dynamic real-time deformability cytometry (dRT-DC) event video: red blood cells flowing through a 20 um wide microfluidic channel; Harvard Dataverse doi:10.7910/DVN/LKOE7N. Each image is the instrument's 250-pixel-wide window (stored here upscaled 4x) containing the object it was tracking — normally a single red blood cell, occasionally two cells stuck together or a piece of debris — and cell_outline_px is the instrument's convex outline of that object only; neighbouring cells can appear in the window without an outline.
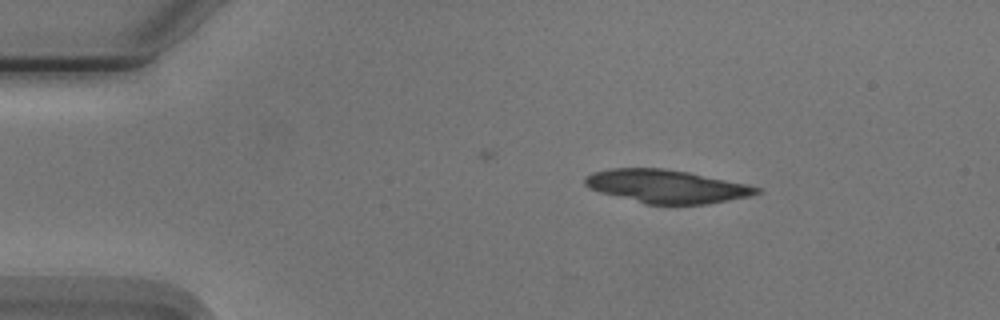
{"species": "Egyptian fruit bat (a non-hibernating species)", "species_latin": "Rousettus aegyptiacus", "temperature_condition": "cold", "stored_images_in_passage": 43, "camera_frame_rate_fps": 3000, "um_per_image_px": 0.085, "animal": {"sex": "male"}, "frame": {"image": 1, "passage_image": 1, "time_ms": 0.0, "image_size_px": [1000, 320], "cell_outline_px": [[764, 188], [760, 192], [752, 196], [708, 204], [644, 204], [600, 192], [588, 188], [584, 184], [584, 176], [592, 172], [612, 168], [664, 168], [688, 172], [748, 184]], "centroid_in_image_um": [56.67, 15.84], "position_along_channel_um": 28.3, "area_um2": 33.52}}
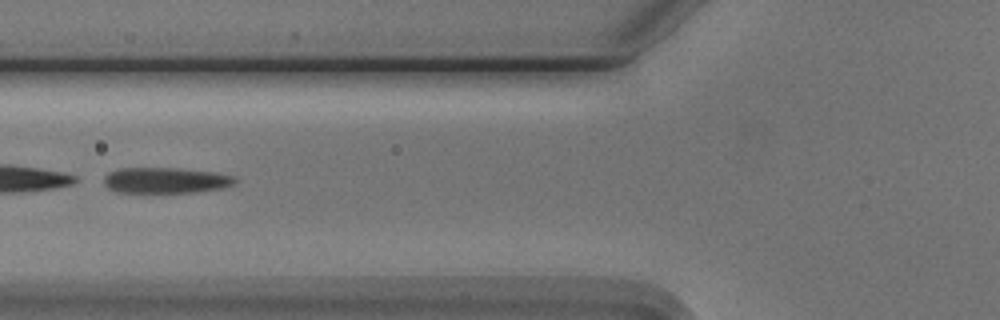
{"frame": {"image": 2, "passage_image": 13, "time_ms": 4.0, "image_size_px": [1000, 320], "cell_outline_px": [[236, 180], [232, 184], [224, 188], [196, 192], [116, 192], [108, 188], [104, 184], [104, 176], [108, 172], [120, 168], [180, 168], [216, 172], [236, 176]], "centroid_in_image_um": [14.09, 15.32], "position_along_channel_um": 111.7, "area_um2": 19.83}}
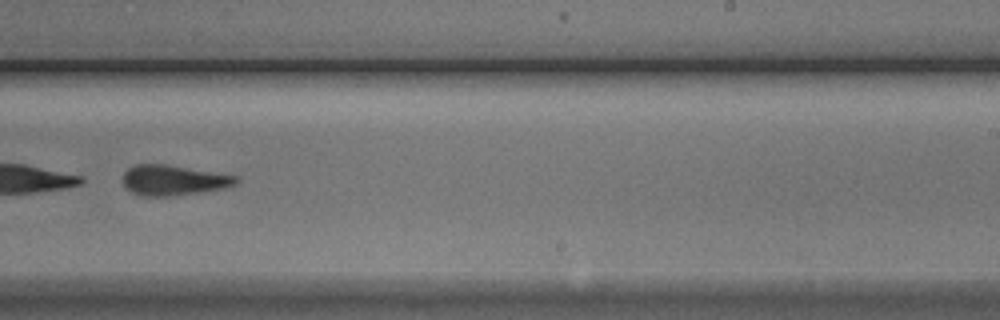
{"frame": {"image": 3, "passage_image": 26, "time_ms": 8.333, "image_size_px": [1000, 320], "cell_outline_px": [[240, 180], [236, 184], [224, 188], [204, 192], [172, 196], [140, 196], [128, 192], [124, 188], [124, 172], [128, 168], [136, 164], [164, 164], [240, 176]], "centroid_in_image_um": [14.75, 15.33], "position_along_channel_um": 274.3, "area_um2": 20.29}, "authors_computed_cell_mechanics": {"area_um2": 20.6924, "velocity_mm_per_s": 3.7548, "shape_relaxation_time_tau1_ms": 3.7766, "shape_relaxation_time_tau2_ms": 5.3073, "deformation_change_tau1": 0.1466, "deformation_change_tau2": 0.1636}}